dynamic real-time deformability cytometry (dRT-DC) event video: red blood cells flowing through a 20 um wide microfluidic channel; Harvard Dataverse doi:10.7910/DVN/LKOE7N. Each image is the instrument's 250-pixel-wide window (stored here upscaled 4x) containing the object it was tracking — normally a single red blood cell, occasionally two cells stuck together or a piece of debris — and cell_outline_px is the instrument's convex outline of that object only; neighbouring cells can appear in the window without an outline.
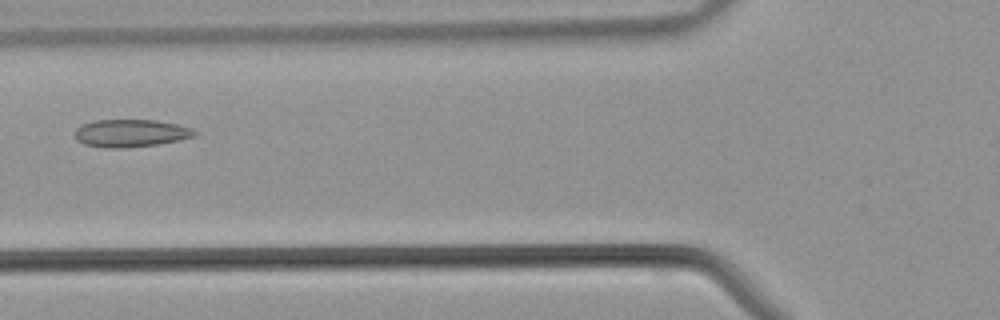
{"species": "common noctule bat (a hibernating species)", "species_latin": "Nyctalus noctula", "temperature_condition": "warm", "stored_images_in_passage": 32, "camera_frame_rate_fps": 3000, "um_per_image_px": 0.085, "animal": {"sex": "male", "body_mass_g": 21.5, "forearm_length_mm": 52.0}, "frame": {"image": 1, "passage_image": 6, "time_ms": 1.667, "image_size_px": [1000, 320], "cell_outline_px": [[200, 132], [196, 136], [180, 140], [156, 144], [124, 148], [108, 148], [84, 144], [76, 140], [76, 128], [80, 124], [96, 120], [156, 120], [176, 124], [192, 128]], "centroid_in_image_um": [11.14, 11.31], "position_along_channel_um": 114.7, "area_um2": 19.36}}
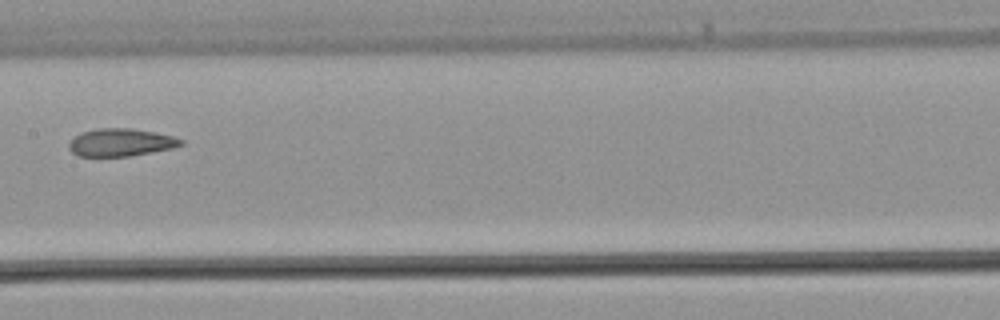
{"frame": {"image": 2, "passage_image": 11, "time_ms": 3.333, "image_size_px": [1000, 320], "cell_outline_px": [[184, 144], [172, 148], [128, 156], [80, 156], [72, 152], [68, 148], [68, 144], [80, 132], [100, 128], [132, 128], [156, 132], [172, 136], [184, 140]], "centroid_in_image_um": [10.27, 12.09], "position_along_channel_um": 197.1, "area_um2": 17.98}}
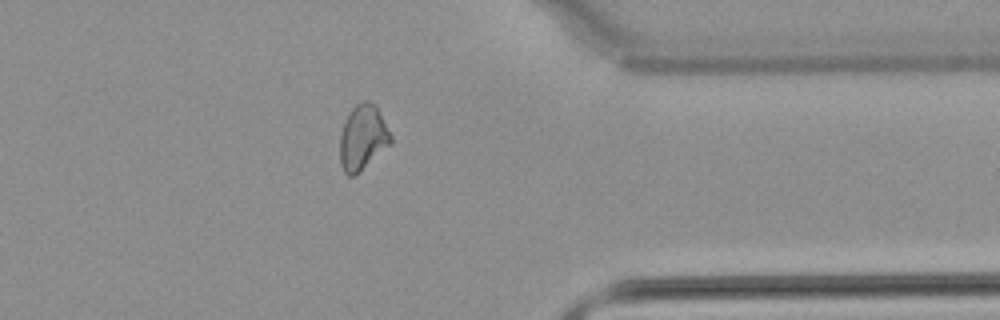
{"frame": {"image": 3, "passage_image": 23, "time_ms": 7.333, "image_size_px": [1000, 320], "cell_outline_px": [[392, 144], [356, 176], [348, 176], [344, 172], [340, 164], [340, 136], [344, 120], [352, 108], [356, 104], [364, 100], [368, 100], [376, 104], [392, 136]], "centroid_in_image_um": [30.85, 11.71], "position_along_channel_um": 380.6, "area_um2": 19.77}}